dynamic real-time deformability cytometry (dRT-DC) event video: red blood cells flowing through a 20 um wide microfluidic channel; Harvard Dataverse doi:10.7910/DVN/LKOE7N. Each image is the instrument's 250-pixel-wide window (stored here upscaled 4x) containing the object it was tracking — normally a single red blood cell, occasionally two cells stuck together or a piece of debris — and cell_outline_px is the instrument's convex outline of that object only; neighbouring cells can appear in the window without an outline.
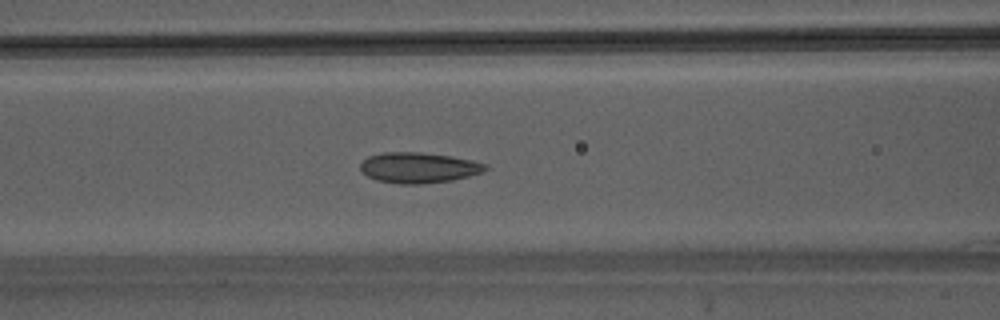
{"species": "Egyptian fruit bat (a non-hibernating species)", "species_latin": "Rousettus aegyptiacus", "temperature_condition": "warm", "stored_images_in_passage": 41, "camera_frame_rate_fps": 3000, "um_per_image_px": 0.085, "animal": {"sex": "male"}, "frame": {"image": 1, "passage_image": 15, "time_ms": 4.667, "image_size_px": [1000, 320], "cell_outline_px": [[488, 168], [484, 172], [452, 180], [420, 184], [400, 184], [376, 180], [368, 176], [360, 168], [360, 164], [368, 156], [384, 152], [420, 152], [452, 156], [472, 160], [484, 164]], "centroid_in_image_um": [35.58, 14.25], "position_along_channel_um": 131.0, "area_um2": 22.2}}
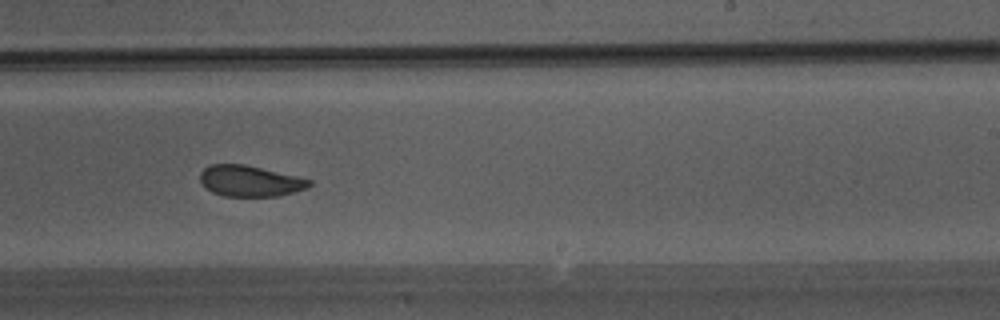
{"frame": {"image": 2, "passage_image": 24, "time_ms": 7.667, "image_size_px": [1000, 320], "cell_outline_px": [[312, 184], [308, 188], [276, 196], [224, 196], [212, 192], [200, 180], [200, 172], [204, 168], [212, 164], [244, 164], [296, 176], [312, 180]], "centroid_in_image_um": [21.25, 15.38], "position_along_channel_um": 267.7, "area_um2": 19.48}}
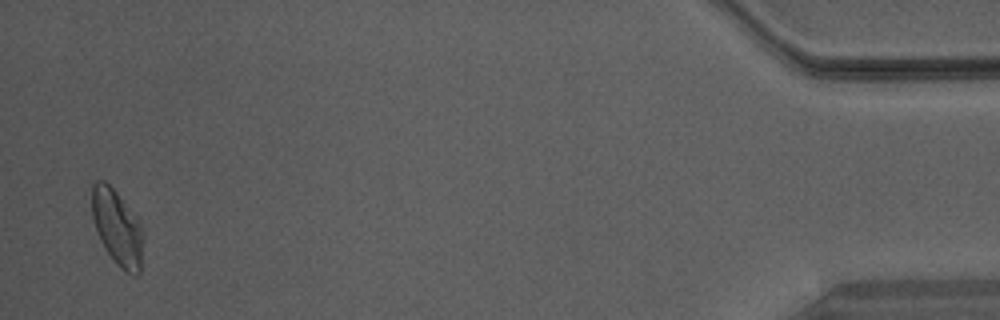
{"frame": {"image": 3, "passage_image": 40, "time_ms": 13.0, "image_size_px": [1000, 320], "cell_outline_px": [[140, 272], [136, 276], [124, 272], [116, 264], [100, 240], [92, 216], [92, 184], [96, 180], [104, 180], [116, 192], [140, 228]], "centroid_in_image_um": [9.88, 19.36], "position_along_channel_um": 425.3, "area_um2": 21.27}}